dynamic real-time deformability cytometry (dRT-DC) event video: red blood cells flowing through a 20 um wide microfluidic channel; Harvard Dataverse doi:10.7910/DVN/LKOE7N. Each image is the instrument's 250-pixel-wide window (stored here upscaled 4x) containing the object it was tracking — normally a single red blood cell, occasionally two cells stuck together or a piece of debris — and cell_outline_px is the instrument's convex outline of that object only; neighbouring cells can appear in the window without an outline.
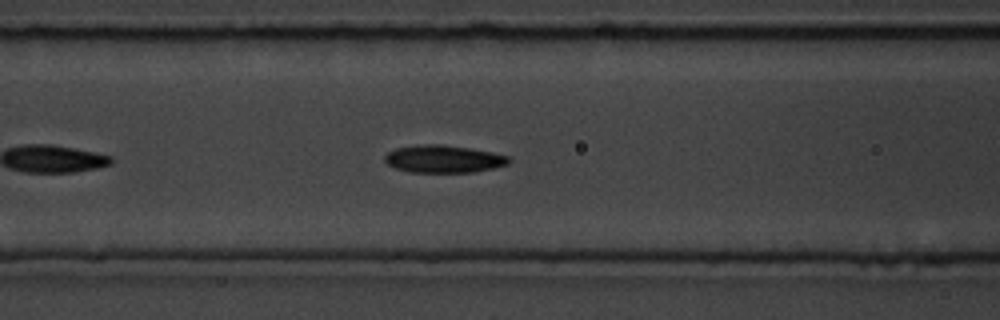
{"species": "common noctule bat (a hibernating species)", "species_latin": "Nyctalus noctula", "temperature_condition": "room temperature", "stored_images_in_passage": 37, "camera_frame_rate_fps": 3000, "um_per_image_px": 0.085, "animal": {"sex": "male", "body_mass_g": 19.5, "forearm_length_mm": 54.6}, "frame": {"image": 1, "passage_image": 6, "time_ms": 1.667, "image_size_px": [1000, 320], "cell_outline_px": [[512, 160], [508, 164], [492, 168], [472, 172], [408, 172], [396, 168], [388, 164], [384, 160], [384, 156], [388, 152], [396, 148], [416, 144], [440, 144], [468, 148], [492, 152], [512, 156]], "centroid_in_image_um": [37.71, 13.5], "position_along_channel_um": 128.9, "area_um2": 20.0}, "authors_computed_cell_mechanics": {"area_um2": 19.2474, "velocity_mm_per_s": 3.5055, "shape_relaxation_time_tau1_ms": 3.1663, "shape_relaxation_time_tau2_ms": 3.8424, "deformation_change_tau1": 0.1248, "deformation_change_tau2": 0.1032}}